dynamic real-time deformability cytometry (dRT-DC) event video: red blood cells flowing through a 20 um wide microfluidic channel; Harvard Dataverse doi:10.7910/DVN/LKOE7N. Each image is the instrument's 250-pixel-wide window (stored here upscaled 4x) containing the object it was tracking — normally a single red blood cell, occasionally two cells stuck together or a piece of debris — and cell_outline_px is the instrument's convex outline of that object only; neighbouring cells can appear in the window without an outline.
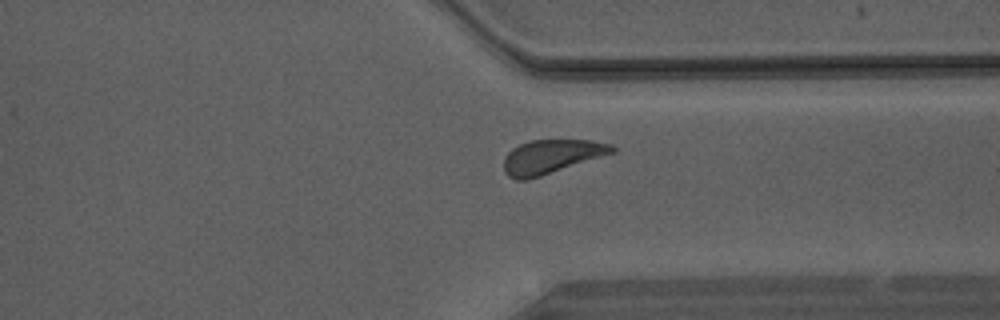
{"species": "Egyptian fruit bat (a non-hibernating species)", "species_latin": "Rousettus aegyptiacus", "temperature_condition": "warm", "stored_images_in_passage": 38, "camera_frame_rate_fps": 3000, "um_per_image_px": 0.085, "animal": {"sex": "male"}, "frame": {"image": 1, "passage_image": 27, "time_ms": 8.667, "image_size_px": [1000, 320], "cell_outline_px": [[616, 152], [528, 180], [516, 180], [508, 176], [504, 172], [504, 156], [512, 148], [520, 144], [532, 140], [592, 140], [612, 144], [616, 148]], "centroid_in_image_um": [46.86, 13.31], "position_along_channel_um": 364.5, "area_um2": 21.5}}